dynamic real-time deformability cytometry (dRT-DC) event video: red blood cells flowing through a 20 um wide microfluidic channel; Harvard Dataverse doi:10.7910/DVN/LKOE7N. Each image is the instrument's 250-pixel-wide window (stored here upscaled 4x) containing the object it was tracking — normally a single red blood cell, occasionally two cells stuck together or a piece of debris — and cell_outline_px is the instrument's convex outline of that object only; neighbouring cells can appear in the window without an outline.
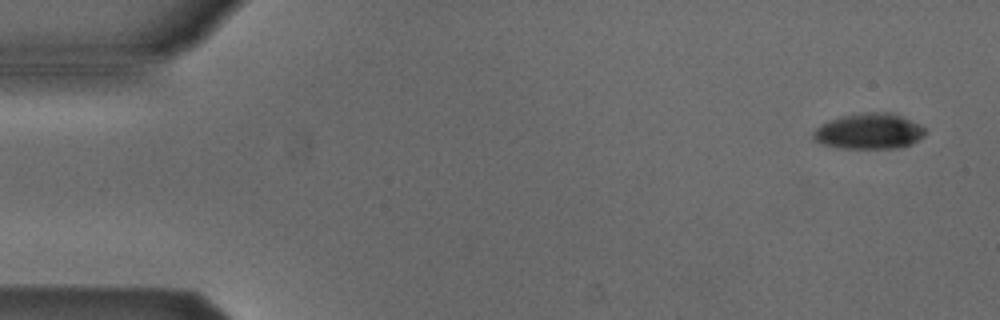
{"species": "Egyptian fruit bat (a non-hibernating species)", "species_latin": "Rousettus aegyptiacus", "temperature_condition": "cold", "stored_images_in_passage": 2, "camera_frame_rate_fps": 3000, "um_per_image_px": 0.085, "animal": {"sex": "male"}, "frame": {"image": 1, "passage_image": 2, "time_ms": 0.333, "image_size_px": [1000, 320], "cell_outline_px": [[928, 132], [924, 136], [912, 144], [900, 148], [840, 148], [824, 144], [812, 140], [812, 132], [820, 124], [844, 116], [868, 112], [888, 112], [900, 116], [920, 124]], "centroid_in_image_um": [73.89, 11.17], "position_along_channel_um": 11.1, "area_um2": 23.24}}